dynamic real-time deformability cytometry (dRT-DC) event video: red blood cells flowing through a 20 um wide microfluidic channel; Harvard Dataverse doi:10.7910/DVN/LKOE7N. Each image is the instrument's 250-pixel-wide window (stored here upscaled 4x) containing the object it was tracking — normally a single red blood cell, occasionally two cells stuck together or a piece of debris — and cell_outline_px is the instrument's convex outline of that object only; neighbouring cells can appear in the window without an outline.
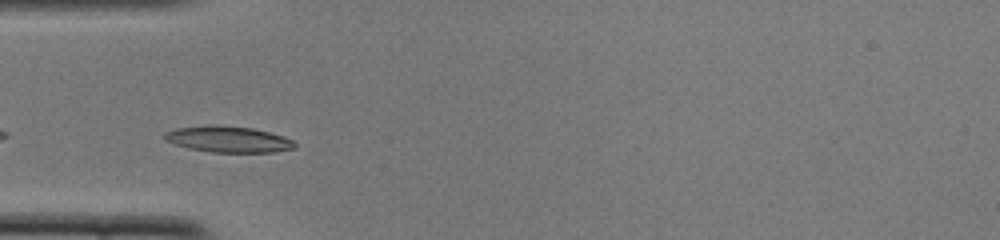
{"species": "common noctule bat (a hibernating species)", "species_latin": "Nyctalus noctula", "temperature_condition": "cold", "stored_images_in_passage": 38, "camera_frame_rate_fps": 3000, "um_per_image_px": 0.085, "animal": {"sex": "female", "body_mass_g": 22.0, "forearm_length_mm": 56.7}, "frame": {"image": 1, "passage_image": 2, "time_ms": 0.333, "image_size_px": [1000, 240], "cell_outline_px": [[296, 148], [276, 152], [212, 152], [188, 148], [164, 140], [164, 132], [176, 128], [208, 124], [216, 124], [252, 128], [284, 136], [292, 140], [296, 144]], "centroid_in_image_um": [19.39, 11.83], "position_along_channel_um": 65.6, "area_um2": 20.0}}
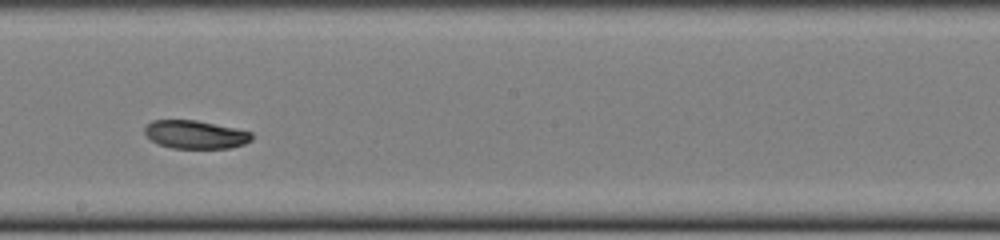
{"frame": {"image": 2, "passage_image": 15, "time_ms": 4.667, "image_size_px": [1000, 240], "cell_outline_px": [[252, 140], [244, 144], [228, 148], [172, 148], [156, 144], [144, 132], [144, 128], [152, 120], [196, 120], [252, 132]], "centroid_in_image_um": [16.59, 11.44], "position_along_channel_um": 231.6, "area_um2": 17.51}}
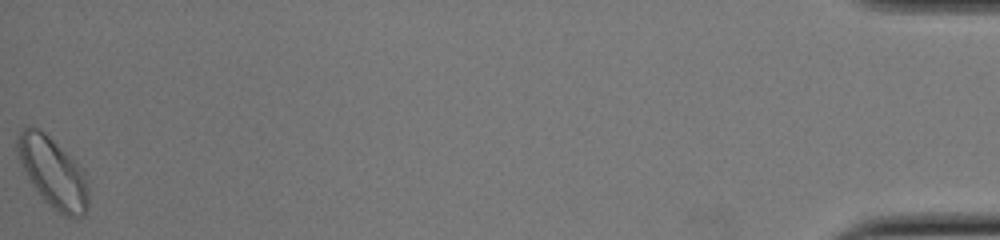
{"frame": {"image": 3, "passage_image": 38, "time_ms": 12.333, "image_size_px": [1000, 240], "cell_outline_px": [[88, 208], [84, 216], [64, 216], [52, 208], [44, 200], [32, 184], [16, 152], [16, 136], [24, 128], [36, 128], [44, 132], [76, 160], [84, 168], [88, 188]], "centroid_in_image_um": [4.53, 14.67], "position_along_channel_um": 430.7, "area_um2": 28.96}, "authors_computed_cell_mechanics": {"area_um2": 18.785, "velocity_mm_per_s": 3.859, "shape_relaxation_time_tau1_ms": 2.0312, "shape_relaxation_time_tau2_ms": null, "deformation_change_tau1": 0.0897, "deformation_change_tau2": null}}